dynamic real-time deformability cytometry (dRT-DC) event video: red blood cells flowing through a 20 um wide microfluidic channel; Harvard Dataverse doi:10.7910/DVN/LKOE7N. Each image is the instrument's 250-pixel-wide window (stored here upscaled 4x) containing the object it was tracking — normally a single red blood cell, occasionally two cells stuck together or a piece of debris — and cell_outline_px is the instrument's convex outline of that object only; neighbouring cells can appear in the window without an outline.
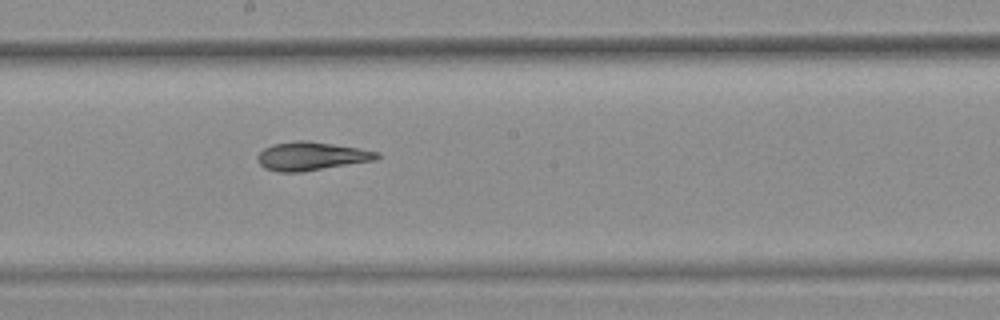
{"species": "common noctule bat (a hibernating species)", "species_latin": "Nyctalus noctula", "temperature_condition": "warm", "stored_images_in_passage": 9, "camera_frame_rate_fps": 3000, "um_per_image_px": 0.085, "animal": {"sex": "female", "body_mass_g": 25.1}, "frame": {"image": 1, "passage_image": 9, "time_ms": 2.667, "image_size_px": [1000, 320], "cell_outline_px": [[380, 156], [376, 160], [300, 172], [276, 172], [264, 168], [256, 160], [256, 156], [264, 148], [272, 144], [296, 140], [308, 140], [380, 152]], "centroid_in_image_um": [26.41, 13.27], "position_along_channel_um": 221.8, "area_um2": 19.83}}